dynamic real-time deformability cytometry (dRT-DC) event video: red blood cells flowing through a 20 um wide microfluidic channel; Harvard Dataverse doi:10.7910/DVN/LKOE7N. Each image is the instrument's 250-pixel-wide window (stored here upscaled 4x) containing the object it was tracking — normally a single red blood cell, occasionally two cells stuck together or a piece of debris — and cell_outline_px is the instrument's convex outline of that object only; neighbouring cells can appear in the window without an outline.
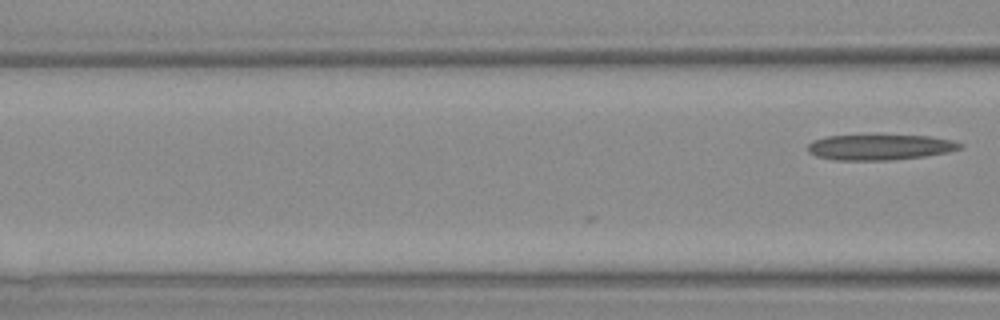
{"species": "Egyptian fruit bat (a non-hibernating species)", "species_latin": "Rousettus aegyptiacus", "temperature_condition": "warm", "stored_images_in_passage": 4, "segment_of_instrument_passage": [2, 2], "camera_frame_rate_fps": 3000, "um_per_image_px": 0.085, "animal": {"sex": "female"}, "frame": {"image": 1, "passage_image": 4, "time_ms": 4.667, "image_size_px": [1000, 320], "cell_outline_px": [[964, 144], [960, 148], [948, 152], [924, 156], [888, 160], [836, 160], [816, 156], [808, 152], [808, 144], [812, 140], [824, 136], [932, 136], [952, 140]], "centroid_in_image_um": [74.77, 12.51], "position_along_channel_um": 91.8, "area_um2": 22.43}}